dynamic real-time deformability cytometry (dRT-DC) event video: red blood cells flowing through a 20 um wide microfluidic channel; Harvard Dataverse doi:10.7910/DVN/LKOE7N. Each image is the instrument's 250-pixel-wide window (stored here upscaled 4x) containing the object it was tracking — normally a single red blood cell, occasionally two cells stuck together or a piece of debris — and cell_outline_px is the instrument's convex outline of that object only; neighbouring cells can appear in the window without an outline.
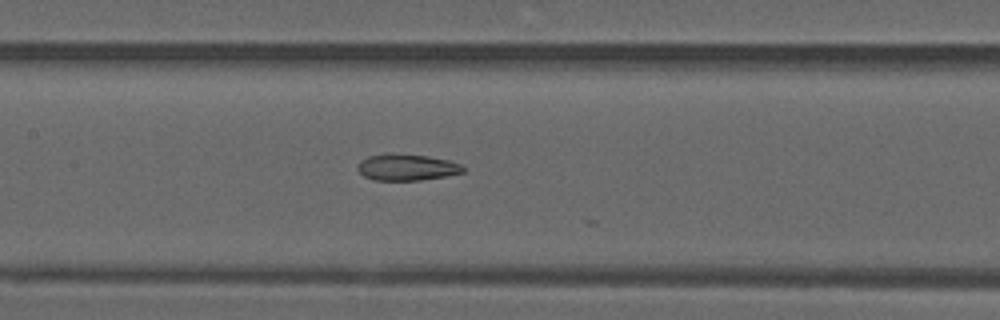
{"species": "common noctule bat (a hibernating species)", "species_latin": "Nyctalus noctula", "temperature_condition": "warm", "stored_images_in_passage": 15, "camera_frame_rate_fps": 3000, "um_per_image_px": 0.085, "animal": {"sex": "male", "forearm_length_mm": 52.5}, "frame": {"image": 1, "passage_image": 14, "time_ms": 4.333, "image_size_px": [1000, 320], "cell_outline_px": [[464, 172], [444, 176], [420, 180], [372, 180], [364, 176], [356, 168], [360, 160], [368, 156], [392, 152], [428, 156], [448, 160], [460, 164], [464, 168]], "centroid_in_image_um": [34.53, 14.2], "position_along_channel_um": 172.9, "area_um2": 16.36}}